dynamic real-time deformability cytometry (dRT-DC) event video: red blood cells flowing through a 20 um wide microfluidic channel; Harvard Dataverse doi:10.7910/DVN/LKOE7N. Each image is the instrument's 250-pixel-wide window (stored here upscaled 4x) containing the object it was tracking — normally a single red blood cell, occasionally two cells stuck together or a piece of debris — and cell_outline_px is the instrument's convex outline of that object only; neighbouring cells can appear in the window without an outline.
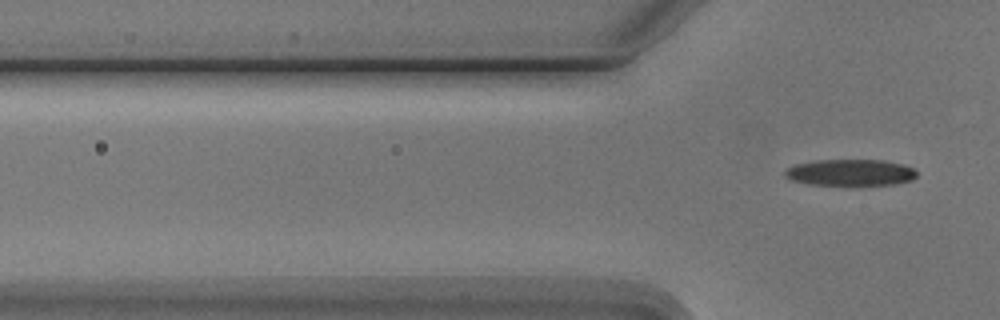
{"species": "Egyptian fruit bat (a non-hibernating species)", "species_latin": "Rousettus aegyptiacus", "temperature_condition": "cold", "stored_images_in_passage": 6, "camera_frame_rate_fps": 3000, "um_per_image_px": 0.085, "animal": {"sex": "male"}, "frame": {"image": 1, "passage_image": 6, "time_ms": 6.333, "image_size_px": [1000, 320], "cell_outline_px": [[916, 176], [912, 180], [892, 184], [812, 184], [792, 180], [784, 176], [784, 172], [788, 168], [796, 164], [816, 160], [884, 160], [904, 164], [912, 168], [916, 172]], "centroid_in_image_um": [72.29, 14.64], "position_along_channel_um": 53.5, "area_um2": 19.94}}